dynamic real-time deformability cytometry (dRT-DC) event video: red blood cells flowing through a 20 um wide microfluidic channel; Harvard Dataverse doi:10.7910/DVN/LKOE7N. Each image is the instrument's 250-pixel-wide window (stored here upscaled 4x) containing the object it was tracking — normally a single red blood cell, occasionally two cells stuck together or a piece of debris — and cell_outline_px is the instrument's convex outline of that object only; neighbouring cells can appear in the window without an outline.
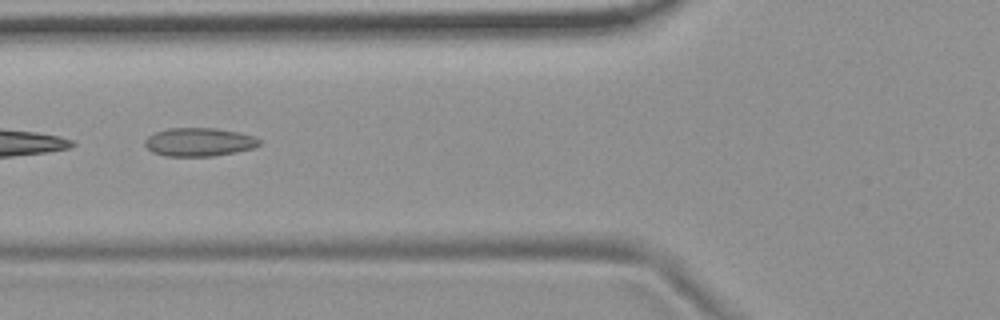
{"species": "common noctule bat (a hibernating species)", "species_latin": "Nyctalus noctula", "temperature_condition": "room temperature", "stored_images_in_passage": 5, "camera_frame_rate_fps": 3000, "um_per_image_px": 0.085, "animal": {"sex": "female", "body_mass_g": 19.9}, "frame": {"image": 1, "passage_image": 3, "time_ms": 2.333, "image_size_px": [1000, 320], "cell_outline_px": [[260, 144], [252, 148], [236, 152], [212, 156], [164, 156], [152, 152], [144, 144], [144, 140], [148, 136], [156, 132], [168, 128], [216, 128], [236, 132], [252, 136], [260, 140]], "centroid_in_image_um": [16.88, 12.08], "position_along_channel_um": 108.9, "area_um2": 18.84}}
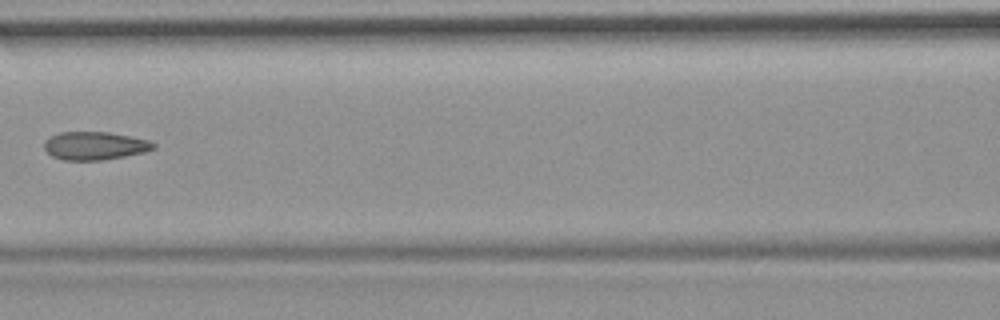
{"frame": {"image": 2, "passage_image": 4, "time_ms": 3.667, "image_size_px": [1000, 320], "cell_outline_px": [[156, 148], [144, 152], [104, 160], [64, 160], [52, 156], [44, 148], [44, 140], [60, 132], [108, 132], [148, 140], [156, 144]], "centroid_in_image_um": [8.05, 12.39], "position_along_channel_um": 158.5, "area_um2": 17.8}}
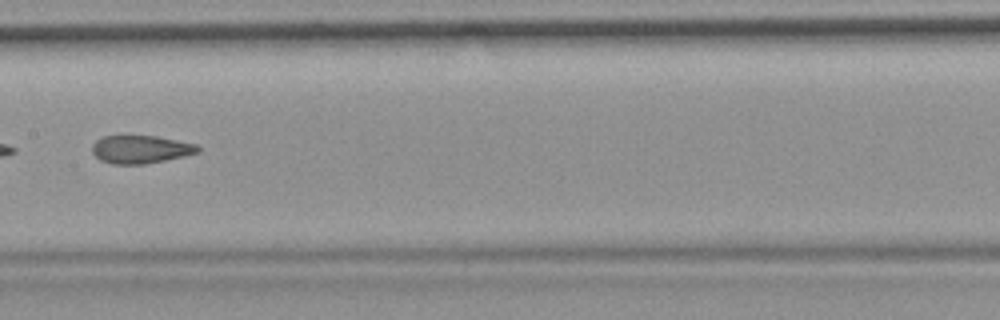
{"frame": {"image": 3, "passage_image": 5, "time_ms": 4.667, "image_size_px": [1000, 320], "cell_outline_px": [[200, 152], [184, 156], [144, 164], [112, 164], [100, 160], [92, 152], [92, 144], [96, 140], [104, 136], [156, 136], [196, 144], [200, 148]], "centroid_in_image_um": [11.94, 12.7], "position_along_channel_um": 195.5, "area_um2": 17.17}}